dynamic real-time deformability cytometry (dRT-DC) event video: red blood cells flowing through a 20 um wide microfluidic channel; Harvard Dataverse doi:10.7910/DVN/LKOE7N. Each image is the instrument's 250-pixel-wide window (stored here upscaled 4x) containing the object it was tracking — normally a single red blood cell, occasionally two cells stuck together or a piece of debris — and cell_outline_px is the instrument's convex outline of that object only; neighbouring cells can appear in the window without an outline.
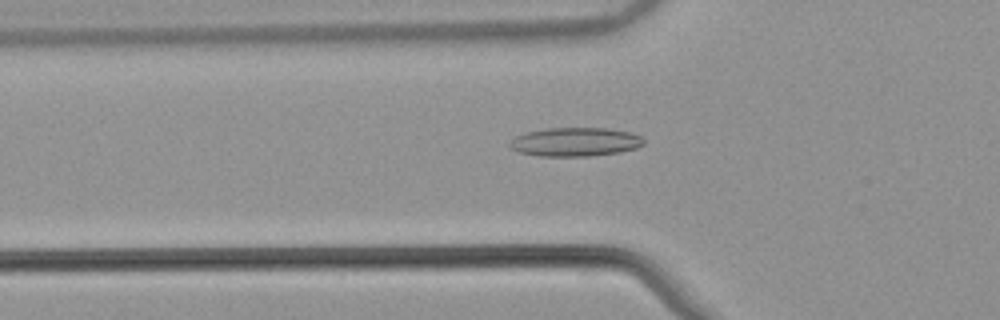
{"species": "common noctule bat (a hibernating species)", "species_latin": "Nyctalus noctula", "temperature_condition": "warm", "stored_images_in_passage": 46, "camera_frame_rate_fps": 3000, "um_per_image_px": 0.085, "animal": {"sex": "male", "body_mass_g": 21.5, "forearm_length_mm": 52.0}, "frame": {"image": 1, "passage_image": 11, "time_ms": 3.333, "image_size_px": [1000, 320], "cell_outline_px": [[644, 144], [636, 148], [620, 152], [592, 156], [540, 156], [520, 152], [512, 148], [508, 144], [516, 136], [524, 132], [548, 128], [608, 128], [632, 132], [640, 136], [644, 140]], "centroid_in_image_um": [48.92, 12.06], "position_along_channel_um": 76.9, "area_um2": 22.54}}
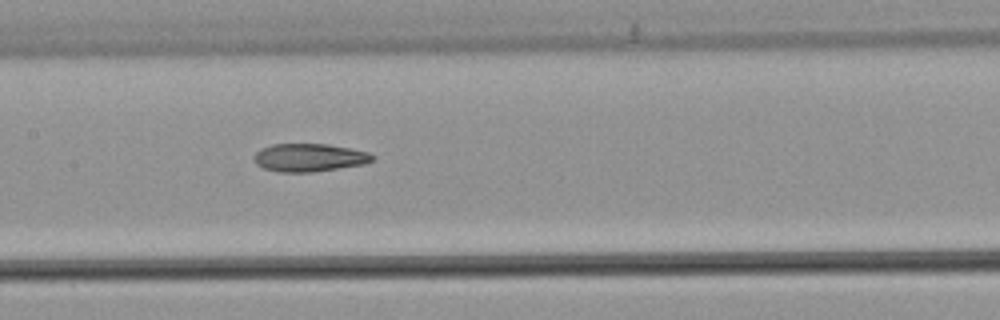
{"frame": {"image": 2, "passage_image": 19, "time_ms": 6.0, "image_size_px": [1000, 320], "cell_outline_px": [[376, 156], [372, 160], [364, 164], [312, 172], [280, 172], [264, 168], [256, 164], [252, 156], [260, 148], [272, 144], [328, 144], [368, 152]], "centroid_in_image_um": [26.25, 13.39], "position_along_channel_um": 181.1, "area_um2": 19.31}}
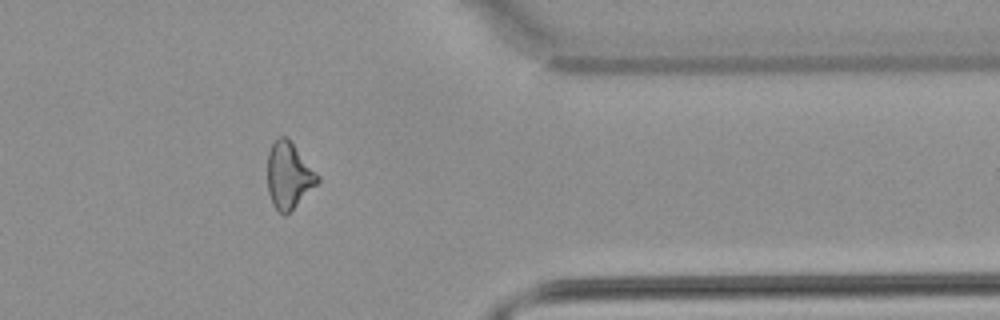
{"frame": {"image": 3, "passage_image": 36, "time_ms": 11.667, "image_size_px": [1000, 320], "cell_outline_px": [[320, 180], [284, 216], [272, 204], [268, 192], [268, 152], [272, 144], [280, 136], [284, 136], [292, 144], [320, 176]], "centroid_in_image_um": [24.52, 14.92], "position_along_channel_um": 386.9, "area_um2": 18.67}, "authors_computed_cell_mechanics": {"area_um2": 19.941, "velocity_mm_per_s": 3.8861, "shape_relaxation_time_tau1_ms": null, "shape_relaxation_time_tau2_ms": 6.0412, "deformation_change_tau1": null, "deformation_change_tau2": 0.1751}}